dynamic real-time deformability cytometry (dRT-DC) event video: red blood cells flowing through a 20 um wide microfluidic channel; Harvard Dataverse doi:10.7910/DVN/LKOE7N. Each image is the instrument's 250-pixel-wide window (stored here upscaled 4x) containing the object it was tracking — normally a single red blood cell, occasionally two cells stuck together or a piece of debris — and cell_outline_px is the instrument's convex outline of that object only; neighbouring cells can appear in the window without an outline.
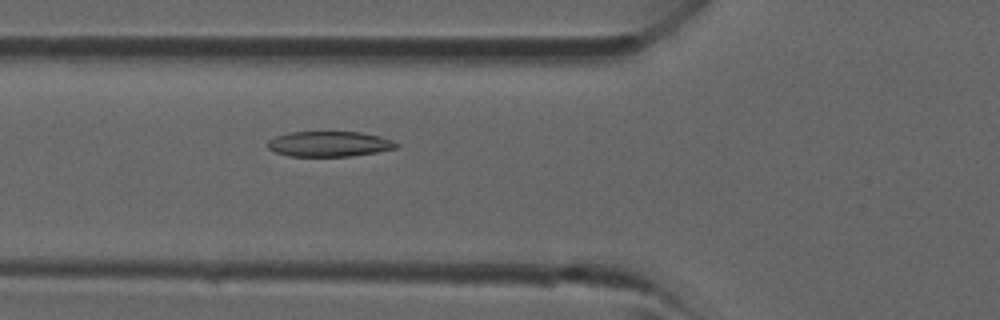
{"species": "common noctule bat (a hibernating species)", "species_latin": "Nyctalus noctula", "temperature_condition": "room temperature", "stored_images_in_passage": 40, "camera_frame_rate_fps": 3000, "um_per_image_px": 0.085, "animal": {"sex": "male", "forearm_length_mm": 52.5}, "frame": {"image": 1, "passage_image": 15, "time_ms": 4.667, "image_size_px": [1000, 320], "cell_outline_px": [[400, 144], [396, 148], [376, 152], [352, 156], [288, 156], [276, 152], [268, 148], [268, 140], [276, 136], [288, 132], [360, 132], [380, 136], [392, 140]], "centroid_in_image_um": [27.99, 12.23], "position_along_channel_um": 97.8, "area_um2": 18.96}}
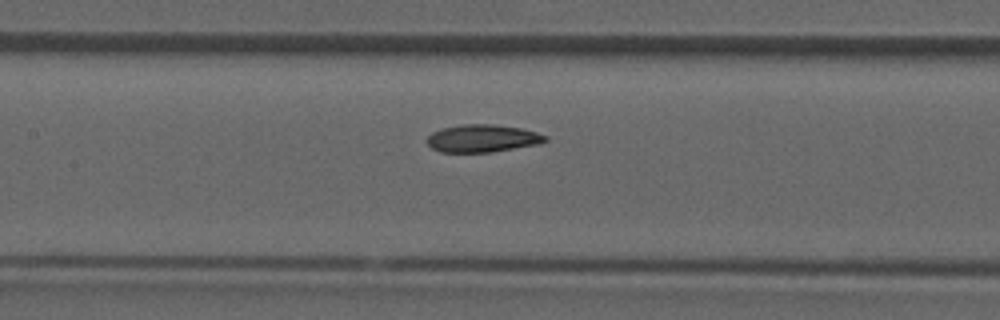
{"frame": {"image": 2, "passage_image": 19, "time_ms": 6.0, "image_size_px": [1000, 320], "cell_outline_px": [[548, 140], [540, 144], [492, 152], [440, 152], [432, 148], [428, 144], [428, 136], [432, 132], [444, 128], [460, 124], [492, 124], [520, 128], [536, 132], [548, 136]], "centroid_in_image_um": [41.04, 11.76], "position_along_channel_um": 166.4, "area_um2": 19.02}}
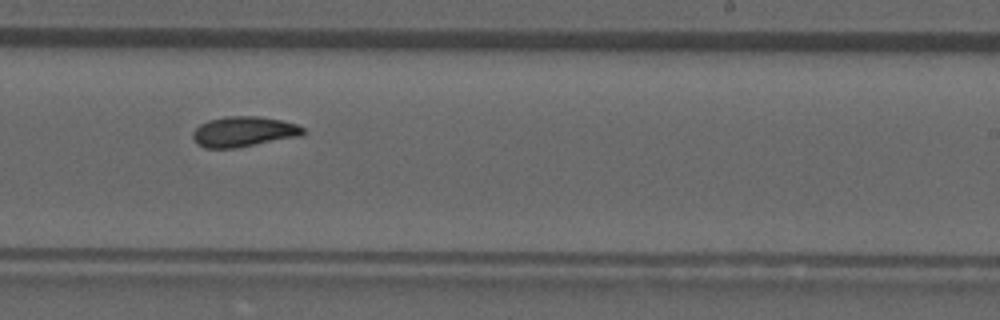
{"frame": {"image": 3, "passage_image": 25, "time_ms": 8.0, "image_size_px": [1000, 320], "cell_outline_px": [[304, 132], [300, 136], [236, 148], [204, 148], [196, 144], [192, 136], [192, 132], [200, 124], [208, 120], [224, 116], [256, 116], [280, 120], [296, 124], [304, 128]], "centroid_in_image_um": [20.66, 11.19], "position_along_channel_um": 268.3, "area_um2": 19.48}}